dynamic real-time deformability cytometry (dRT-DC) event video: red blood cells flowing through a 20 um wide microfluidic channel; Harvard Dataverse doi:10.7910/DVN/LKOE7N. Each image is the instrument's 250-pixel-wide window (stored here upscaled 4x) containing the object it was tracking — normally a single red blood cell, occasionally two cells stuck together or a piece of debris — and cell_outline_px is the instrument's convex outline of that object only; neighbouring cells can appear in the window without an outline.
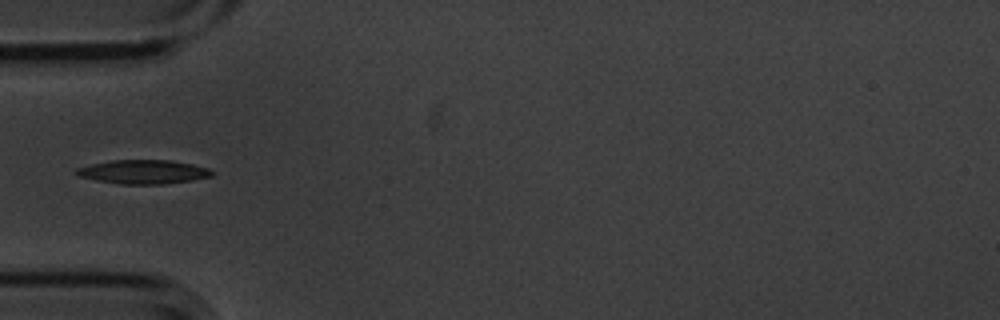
{"species": "common noctule bat (a hibernating species)", "species_latin": "Nyctalus noctula", "temperature_condition": "cold", "stored_images_in_passage": 6, "camera_frame_rate_fps": 3000, "um_per_image_px": 0.085, "animal": {"sex": "male", "body_mass_g": 20.1, "forearm_length_mm": 53.5}, "frame": {"image": 1, "passage_image": 6, "time_ms": 1.667, "image_size_px": [1000, 320], "cell_outline_px": [[216, 172], [212, 176], [192, 180], [164, 184], [120, 184], [96, 180], [80, 176], [72, 172], [76, 168], [92, 164], [112, 160], [172, 160], [192, 164], [208, 168]], "centroid_in_image_um": [12.2, 14.6], "position_along_channel_um": 72.8, "area_um2": 18.96}}